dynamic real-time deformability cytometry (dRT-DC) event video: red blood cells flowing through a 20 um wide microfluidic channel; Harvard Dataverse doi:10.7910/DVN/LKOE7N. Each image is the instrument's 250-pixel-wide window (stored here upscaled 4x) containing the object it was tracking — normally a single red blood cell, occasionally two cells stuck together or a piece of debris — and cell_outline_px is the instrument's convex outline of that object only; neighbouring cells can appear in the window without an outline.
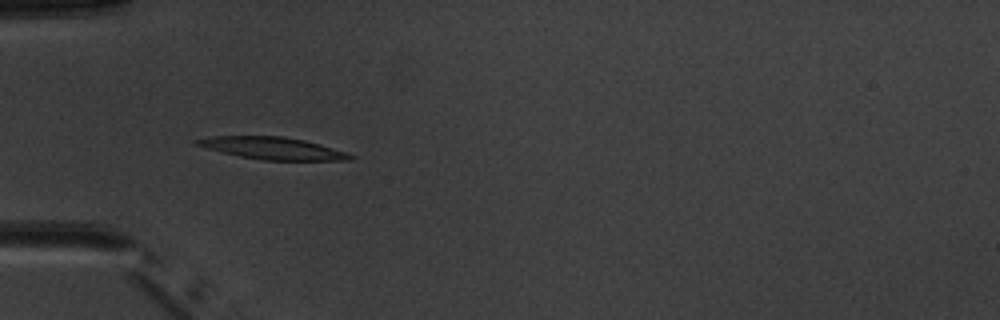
{"species": "common noctule bat (a hibernating species)", "species_latin": "Nyctalus noctula", "temperature_condition": "warm", "stored_images_in_passage": 5, "camera_frame_rate_fps": 3000, "um_per_image_px": 0.085, "animal": {"sex": "male", "body_mass_g": 20.1, "forearm_length_mm": 53.5}, "frame": {"image": 1, "passage_image": 4, "time_ms": 4.667, "image_size_px": [1000, 320], "cell_outline_px": [[356, 156], [352, 160], [264, 160], [240, 156], [192, 144], [192, 140], [212, 136], [284, 136], [304, 140], [320, 144]], "centroid_in_image_um": [23.15, 12.59], "position_along_channel_um": 61.8, "area_um2": 19.65}}
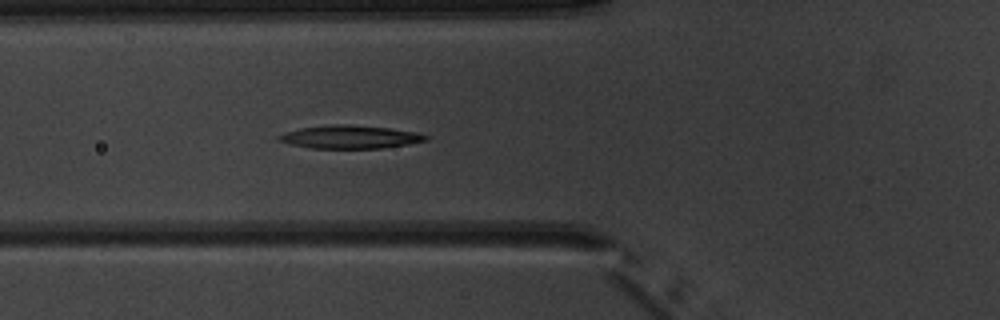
{"frame": {"image": 2, "passage_image": 5, "time_ms": 5.667, "image_size_px": [1000, 320], "cell_outline_px": [[428, 140], [408, 144], [380, 148], [308, 148], [276, 140], [276, 136], [284, 132], [300, 128], [336, 124], [348, 124], [388, 128], [416, 132], [428, 136]], "centroid_in_image_um": [29.71, 11.64], "position_along_channel_um": 96.1, "area_um2": 19.71}}